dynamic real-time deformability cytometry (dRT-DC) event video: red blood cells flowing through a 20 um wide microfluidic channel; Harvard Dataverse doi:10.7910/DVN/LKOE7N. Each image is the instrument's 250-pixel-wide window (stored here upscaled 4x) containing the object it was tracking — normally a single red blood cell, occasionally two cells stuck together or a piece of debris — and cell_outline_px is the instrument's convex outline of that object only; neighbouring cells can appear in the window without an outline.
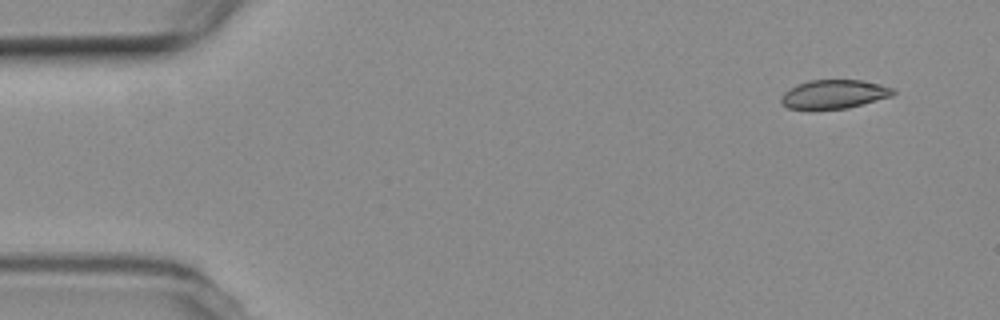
{"species": "common noctule bat (a hibernating species)", "species_latin": "Nyctalus noctula", "temperature_condition": "room temperature", "stored_images_in_passage": 5, "camera_frame_rate_fps": 3000, "um_per_image_px": 0.085, "animal": {"sex": "female", "body_mass_g": 19.3, "forearm_length_mm": 54.1}, "frame": {"image": 1, "passage_image": 1, "time_ms": 0.0, "image_size_px": [1000, 320], "cell_outline_px": [[896, 92], [892, 96], [848, 108], [788, 108], [780, 104], [780, 96], [784, 92], [796, 84], [808, 80], [864, 80], [896, 88]], "centroid_in_image_um": [70.91, 7.98], "position_along_channel_um": 14.1, "area_um2": 18.84}}